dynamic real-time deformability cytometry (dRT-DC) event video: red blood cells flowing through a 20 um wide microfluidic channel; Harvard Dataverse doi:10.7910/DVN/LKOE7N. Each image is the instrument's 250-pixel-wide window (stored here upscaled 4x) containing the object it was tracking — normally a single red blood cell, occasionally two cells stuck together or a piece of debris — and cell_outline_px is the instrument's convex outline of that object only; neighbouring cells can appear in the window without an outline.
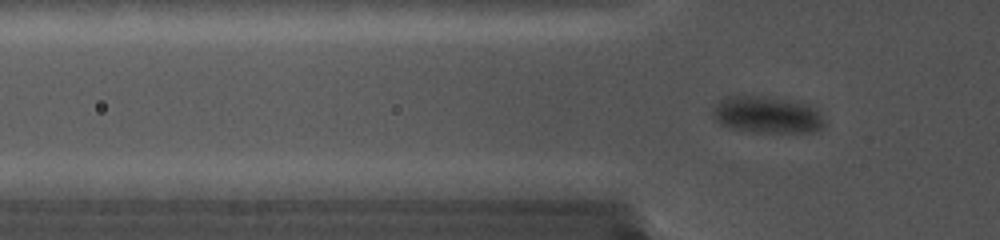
{"species": "common noctule bat (a hibernating species)", "species_latin": "Nyctalus noctula", "temperature_condition": "cold", "stored_images_in_passage": 58, "camera_frame_rate_fps": 5000, "um_per_image_px": 0.085, "animal": {"sex": "female", "body_mass_g": 19.0, "forearm_length_mm": 56.7}, "frame": {"image": 1, "passage_image": 11, "time_ms": 2.0, "image_size_px": [1000, 240], "cell_outline_px": [[828, 124], [820, 132], [756, 132], [732, 128], [720, 124], [712, 116], [712, 108], [728, 96], [756, 96], [804, 104], [816, 108], [824, 116]], "centroid_in_image_um": [65.27, 9.8], "position_along_channel_um": 60.5, "area_um2": 23.81}}
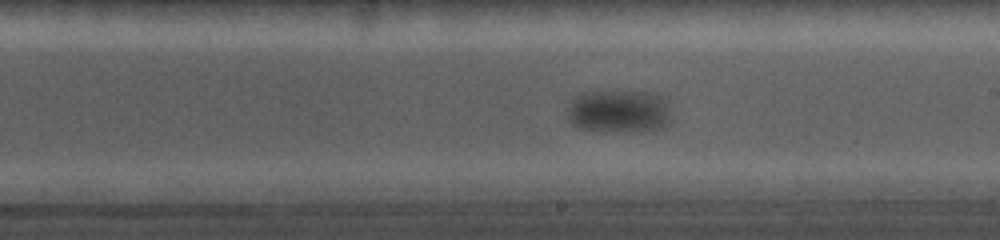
{"frame": {"image": 2, "passage_image": 38, "time_ms": 7.4, "image_size_px": [1000, 240], "cell_outline_px": [[672, 120], [660, 128], [580, 128], [572, 124], [568, 120], [568, 108], [572, 96], [580, 92], [600, 88], [652, 92], [660, 96], [664, 100], [668, 108]], "centroid_in_image_um": [52.53, 9.31], "position_along_channel_um": 236.5, "area_um2": 25.78}}
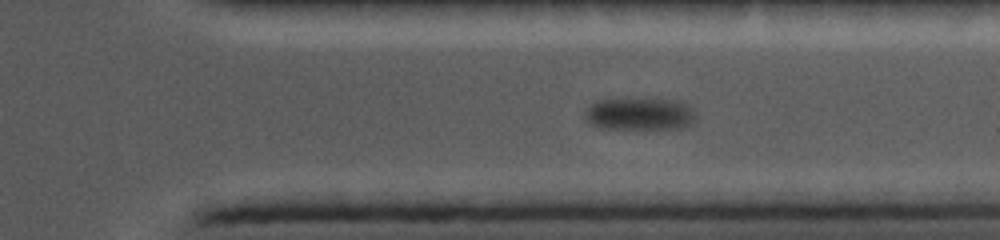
{"frame": {"image": 3, "passage_image": 56, "time_ms": 11.0, "image_size_px": [1000, 240], "cell_outline_px": [[692, 124], [680, 128], [600, 128], [592, 124], [584, 116], [588, 108], [596, 100], [676, 100], [688, 104], [692, 108]], "centroid_in_image_um": [54.36, 9.7], "position_along_channel_um": 357.0, "area_um2": 20.17}}